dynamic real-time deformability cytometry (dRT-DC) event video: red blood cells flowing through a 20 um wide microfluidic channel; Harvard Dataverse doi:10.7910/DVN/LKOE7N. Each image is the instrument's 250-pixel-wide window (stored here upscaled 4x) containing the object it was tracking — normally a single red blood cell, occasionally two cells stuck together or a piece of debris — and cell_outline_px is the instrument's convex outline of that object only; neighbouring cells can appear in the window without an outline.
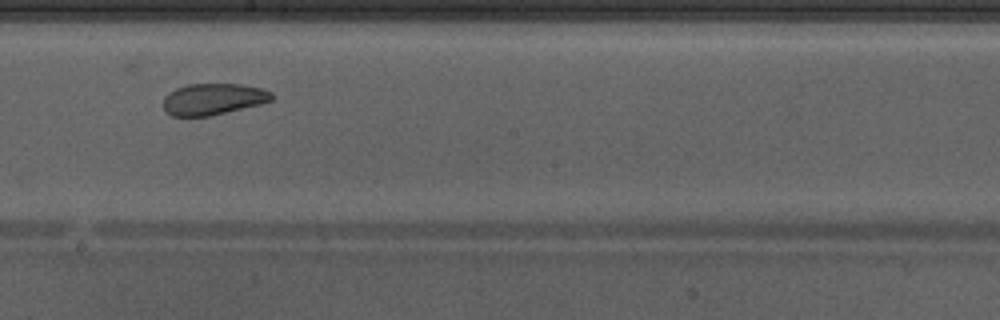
{"species": "Egyptian fruit bat (a non-hibernating species)", "species_latin": "Rousettus aegyptiacus", "temperature_condition": "warm", "stored_images_in_passage": 25, "camera_frame_rate_fps": 3000, "um_per_image_px": 0.085, "animal": {"sex": "male"}, "frame": {"image": 1, "passage_image": 14, "time_ms": 4.333, "image_size_px": [1000, 320], "cell_outline_px": [[272, 100], [260, 104], [208, 116], [172, 116], [164, 112], [164, 96], [168, 92], [176, 88], [188, 84], [240, 84], [260, 88], [272, 92]], "centroid_in_image_um": [18.07, 8.42], "position_along_channel_um": 230.1, "area_um2": 19.77}}
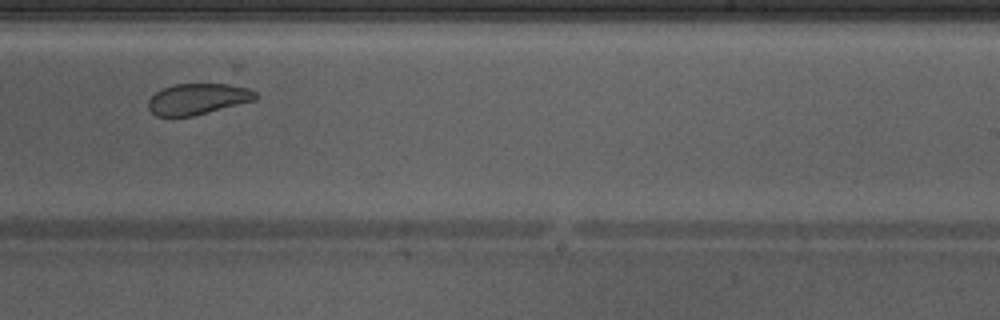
{"frame": {"image": 2, "passage_image": 17, "time_ms": 5.333, "image_size_px": [1000, 320], "cell_outline_px": [[256, 100], [192, 116], [156, 116], [148, 108], [148, 100], [156, 92], [172, 84], [240, 84], [256, 92]], "centroid_in_image_um": [16.83, 8.4], "position_along_channel_um": 272.2, "area_um2": 19.42}}